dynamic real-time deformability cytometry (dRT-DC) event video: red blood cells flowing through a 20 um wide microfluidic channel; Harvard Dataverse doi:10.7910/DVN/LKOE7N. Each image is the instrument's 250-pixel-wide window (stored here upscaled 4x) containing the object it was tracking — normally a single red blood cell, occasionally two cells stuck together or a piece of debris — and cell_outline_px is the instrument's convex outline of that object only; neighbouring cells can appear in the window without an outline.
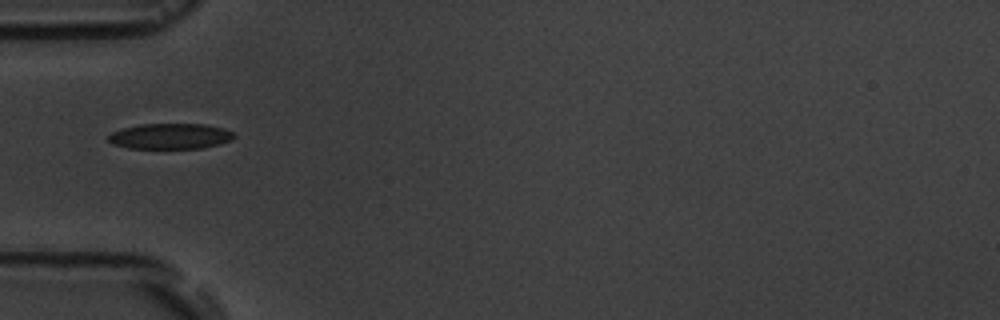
{"species": "common noctule bat (a hibernating species)", "species_latin": "Nyctalus noctula", "temperature_condition": "room temperature", "stored_images_in_passage": 10, "camera_frame_rate_fps": 3000, "um_per_image_px": 0.085, "animal": {"sex": "male", "body_mass_g": 19.5, "forearm_length_mm": 54.6}, "frame": {"image": 1, "passage_image": 4, "time_ms": 3.333, "image_size_px": [1000, 320], "cell_outline_px": [[236, 136], [232, 140], [220, 144], [204, 148], [128, 148], [112, 144], [108, 140], [108, 136], [112, 132], [124, 128], [140, 124], [204, 124], [224, 128], [232, 132]], "centroid_in_image_um": [14.5, 11.58], "position_along_channel_um": 70.5, "area_um2": 18.79}}
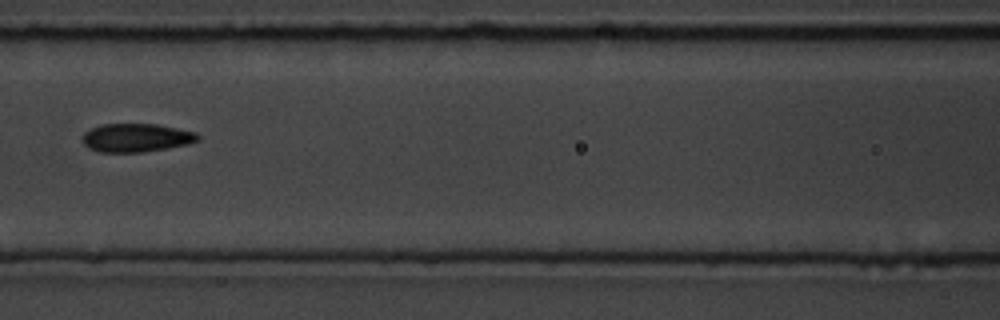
{"frame": {"image": 2, "passage_image": 6, "time_ms": 5.667, "image_size_px": [1000, 320], "cell_outline_px": [[200, 140], [188, 144], [140, 152], [100, 152], [88, 148], [84, 144], [84, 132], [100, 124], [156, 124], [196, 132], [200, 136]], "centroid_in_image_um": [11.59, 11.7], "position_along_channel_um": 155.0, "area_um2": 18.96}}
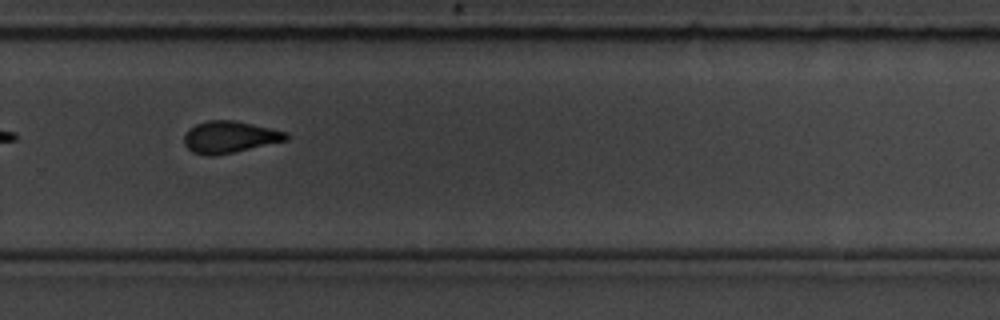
{"frame": {"image": 3, "passage_image": 10, "time_ms": 10.0, "image_size_px": [1000, 320], "cell_outline_px": [[288, 140], [232, 152], [212, 156], [204, 156], [192, 152], [184, 144], [184, 136], [188, 128], [196, 124], [208, 120], [232, 120], [252, 124], [288, 132]], "centroid_in_image_um": [19.48, 11.65], "position_along_channel_um": 310.3, "area_um2": 18.84}}